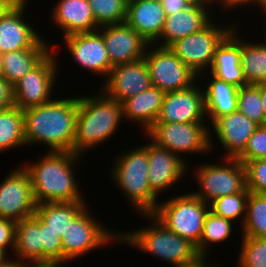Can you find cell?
Returning <instances> with one entry per match:
<instances>
[{
    "mask_svg": "<svg viewBox=\"0 0 266 267\" xmlns=\"http://www.w3.org/2000/svg\"><path fill=\"white\" fill-rule=\"evenodd\" d=\"M78 99L56 98L22 111L26 145L40 142L49 147V152H73Z\"/></svg>",
    "mask_w": 266,
    "mask_h": 267,
    "instance_id": "1",
    "label": "cell"
},
{
    "mask_svg": "<svg viewBox=\"0 0 266 267\" xmlns=\"http://www.w3.org/2000/svg\"><path fill=\"white\" fill-rule=\"evenodd\" d=\"M73 152H47L38 162L25 164L36 204L84 201L73 167L80 161Z\"/></svg>",
    "mask_w": 266,
    "mask_h": 267,
    "instance_id": "2",
    "label": "cell"
},
{
    "mask_svg": "<svg viewBox=\"0 0 266 267\" xmlns=\"http://www.w3.org/2000/svg\"><path fill=\"white\" fill-rule=\"evenodd\" d=\"M95 97L80 96L76 119L73 153L82 155L86 150L104 143L118 131L123 118V105L103 92Z\"/></svg>",
    "mask_w": 266,
    "mask_h": 267,
    "instance_id": "3",
    "label": "cell"
},
{
    "mask_svg": "<svg viewBox=\"0 0 266 267\" xmlns=\"http://www.w3.org/2000/svg\"><path fill=\"white\" fill-rule=\"evenodd\" d=\"M144 216L154 221L151 223L152 225L132 232H120V242L133 245L132 247L155 255L164 262L166 260L169 264L174 265L173 267L185 266L200 257L196 246L189 240L168 230L152 214H144Z\"/></svg>",
    "mask_w": 266,
    "mask_h": 267,
    "instance_id": "4",
    "label": "cell"
},
{
    "mask_svg": "<svg viewBox=\"0 0 266 267\" xmlns=\"http://www.w3.org/2000/svg\"><path fill=\"white\" fill-rule=\"evenodd\" d=\"M119 157V158H118ZM112 171V180L123 190L124 196L137 208L139 214H152L158 203L148 178V143L118 156Z\"/></svg>",
    "mask_w": 266,
    "mask_h": 267,
    "instance_id": "5",
    "label": "cell"
},
{
    "mask_svg": "<svg viewBox=\"0 0 266 267\" xmlns=\"http://www.w3.org/2000/svg\"><path fill=\"white\" fill-rule=\"evenodd\" d=\"M208 203L193 193L182 194L158 203L152 215L168 230L199 245L203 224L210 211Z\"/></svg>",
    "mask_w": 266,
    "mask_h": 267,
    "instance_id": "6",
    "label": "cell"
},
{
    "mask_svg": "<svg viewBox=\"0 0 266 267\" xmlns=\"http://www.w3.org/2000/svg\"><path fill=\"white\" fill-rule=\"evenodd\" d=\"M146 136L158 146L167 148L177 156L185 153H201L211 151L210 129L203 122L188 123H154L146 132ZM179 153V154H178Z\"/></svg>",
    "mask_w": 266,
    "mask_h": 267,
    "instance_id": "7",
    "label": "cell"
},
{
    "mask_svg": "<svg viewBox=\"0 0 266 267\" xmlns=\"http://www.w3.org/2000/svg\"><path fill=\"white\" fill-rule=\"evenodd\" d=\"M212 22L210 21L200 31L179 39L169 46L180 60L198 75V78L208 70L207 67L210 69L216 48L235 27L233 24L223 29Z\"/></svg>",
    "mask_w": 266,
    "mask_h": 267,
    "instance_id": "8",
    "label": "cell"
},
{
    "mask_svg": "<svg viewBox=\"0 0 266 267\" xmlns=\"http://www.w3.org/2000/svg\"><path fill=\"white\" fill-rule=\"evenodd\" d=\"M226 164H205L196 171V179L201 191L193 192L205 203L220 197L243 192L246 188L244 164L236 158H225Z\"/></svg>",
    "mask_w": 266,
    "mask_h": 267,
    "instance_id": "9",
    "label": "cell"
},
{
    "mask_svg": "<svg viewBox=\"0 0 266 267\" xmlns=\"http://www.w3.org/2000/svg\"><path fill=\"white\" fill-rule=\"evenodd\" d=\"M85 208L70 224L61 238L62 262L73 261L87 252L101 248L108 242L120 240V232L106 230Z\"/></svg>",
    "mask_w": 266,
    "mask_h": 267,
    "instance_id": "10",
    "label": "cell"
},
{
    "mask_svg": "<svg viewBox=\"0 0 266 267\" xmlns=\"http://www.w3.org/2000/svg\"><path fill=\"white\" fill-rule=\"evenodd\" d=\"M55 55L51 50L35 67L13 85L15 107L24 111L54 99H51V93L59 69L57 68L58 59Z\"/></svg>",
    "mask_w": 266,
    "mask_h": 267,
    "instance_id": "11",
    "label": "cell"
},
{
    "mask_svg": "<svg viewBox=\"0 0 266 267\" xmlns=\"http://www.w3.org/2000/svg\"><path fill=\"white\" fill-rule=\"evenodd\" d=\"M147 63L152 86L161 91L173 92L192 86L198 75L186 66L169 47H157L146 50Z\"/></svg>",
    "mask_w": 266,
    "mask_h": 267,
    "instance_id": "12",
    "label": "cell"
},
{
    "mask_svg": "<svg viewBox=\"0 0 266 267\" xmlns=\"http://www.w3.org/2000/svg\"><path fill=\"white\" fill-rule=\"evenodd\" d=\"M36 202L28 172L21 166L0 183V217L15 221L31 217Z\"/></svg>",
    "mask_w": 266,
    "mask_h": 267,
    "instance_id": "13",
    "label": "cell"
},
{
    "mask_svg": "<svg viewBox=\"0 0 266 267\" xmlns=\"http://www.w3.org/2000/svg\"><path fill=\"white\" fill-rule=\"evenodd\" d=\"M102 27L98 31L105 41L111 67L144 58L147 48L152 46L126 23Z\"/></svg>",
    "mask_w": 266,
    "mask_h": 267,
    "instance_id": "14",
    "label": "cell"
},
{
    "mask_svg": "<svg viewBox=\"0 0 266 267\" xmlns=\"http://www.w3.org/2000/svg\"><path fill=\"white\" fill-rule=\"evenodd\" d=\"M106 78L102 92L120 103L146 91L151 86L144 58L112 67Z\"/></svg>",
    "mask_w": 266,
    "mask_h": 267,
    "instance_id": "15",
    "label": "cell"
},
{
    "mask_svg": "<svg viewBox=\"0 0 266 267\" xmlns=\"http://www.w3.org/2000/svg\"><path fill=\"white\" fill-rule=\"evenodd\" d=\"M204 91L195 83L187 89L165 93L155 123L204 122Z\"/></svg>",
    "mask_w": 266,
    "mask_h": 267,
    "instance_id": "16",
    "label": "cell"
},
{
    "mask_svg": "<svg viewBox=\"0 0 266 267\" xmlns=\"http://www.w3.org/2000/svg\"><path fill=\"white\" fill-rule=\"evenodd\" d=\"M28 0H17L0 17V55L32 49L42 37L25 20Z\"/></svg>",
    "mask_w": 266,
    "mask_h": 267,
    "instance_id": "17",
    "label": "cell"
},
{
    "mask_svg": "<svg viewBox=\"0 0 266 267\" xmlns=\"http://www.w3.org/2000/svg\"><path fill=\"white\" fill-rule=\"evenodd\" d=\"M67 51L81 67L100 76L111 70L110 59L102 34L94 32L71 34L64 37Z\"/></svg>",
    "mask_w": 266,
    "mask_h": 267,
    "instance_id": "18",
    "label": "cell"
},
{
    "mask_svg": "<svg viewBox=\"0 0 266 267\" xmlns=\"http://www.w3.org/2000/svg\"><path fill=\"white\" fill-rule=\"evenodd\" d=\"M183 158L153 141L148 143V178L151 190L157 195L170 189L187 171ZM184 175V176H183Z\"/></svg>",
    "mask_w": 266,
    "mask_h": 267,
    "instance_id": "19",
    "label": "cell"
},
{
    "mask_svg": "<svg viewBox=\"0 0 266 267\" xmlns=\"http://www.w3.org/2000/svg\"><path fill=\"white\" fill-rule=\"evenodd\" d=\"M216 137L225 148L226 158H237L245 149L248 139L259 127L239 111L217 118L211 125Z\"/></svg>",
    "mask_w": 266,
    "mask_h": 267,
    "instance_id": "20",
    "label": "cell"
},
{
    "mask_svg": "<svg viewBox=\"0 0 266 267\" xmlns=\"http://www.w3.org/2000/svg\"><path fill=\"white\" fill-rule=\"evenodd\" d=\"M166 13L160 0H128L125 23L148 44L155 45L165 24Z\"/></svg>",
    "mask_w": 266,
    "mask_h": 267,
    "instance_id": "21",
    "label": "cell"
},
{
    "mask_svg": "<svg viewBox=\"0 0 266 267\" xmlns=\"http://www.w3.org/2000/svg\"><path fill=\"white\" fill-rule=\"evenodd\" d=\"M237 27L236 25L216 48L209 71L212 76L240 88L246 86L247 83L240 64L241 39L237 35Z\"/></svg>",
    "mask_w": 266,
    "mask_h": 267,
    "instance_id": "22",
    "label": "cell"
},
{
    "mask_svg": "<svg viewBox=\"0 0 266 267\" xmlns=\"http://www.w3.org/2000/svg\"><path fill=\"white\" fill-rule=\"evenodd\" d=\"M51 16L56 25L64 31L63 37L99 29L88 0H60Z\"/></svg>",
    "mask_w": 266,
    "mask_h": 267,
    "instance_id": "23",
    "label": "cell"
},
{
    "mask_svg": "<svg viewBox=\"0 0 266 267\" xmlns=\"http://www.w3.org/2000/svg\"><path fill=\"white\" fill-rule=\"evenodd\" d=\"M208 7L189 6L185 10L166 15L163 31L159 39L160 47H169L175 41L203 29L210 21ZM208 10V11H207ZM210 17V18H209Z\"/></svg>",
    "mask_w": 266,
    "mask_h": 267,
    "instance_id": "24",
    "label": "cell"
},
{
    "mask_svg": "<svg viewBox=\"0 0 266 267\" xmlns=\"http://www.w3.org/2000/svg\"><path fill=\"white\" fill-rule=\"evenodd\" d=\"M43 40L32 49L10 51L0 55L1 76L12 86L52 50L49 42Z\"/></svg>",
    "mask_w": 266,
    "mask_h": 267,
    "instance_id": "25",
    "label": "cell"
},
{
    "mask_svg": "<svg viewBox=\"0 0 266 267\" xmlns=\"http://www.w3.org/2000/svg\"><path fill=\"white\" fill-rule=\"evenodd\" d=\"M164 96L165 92L151 85L146 91L122 102L123 117H127L130 122L142 123L141 127L146 133L158 118Z\"/></svg>",
    "mask_w": 266,
    "mask_h": 267,
    "instance_id": "26",
    "label": "cell"
},
{
    "mask_svg": "<svg viewBox=\"0 0 266 267\" xmlns=\"http://www.w3.org/2000/svg\"><path fill=\"white\" fill-rule=\"evenodd\" d=\"M213 80L204 89L206 117L211 124L219 117L237 111L239 88L212 76Z\"/></svg>",
    "mask_w": 266,
    "mask_h": 267,
    "instance_id": "27",
    "label": "cell"
},
{
    "mask_svg": "<svg viewBox=\"0 0 266 267\" xmlns=\"http://www.w3.org/2000/svg\"><path fill=\"white\" fill-rule=\"evenodd\" d=\"M86 207L85 201L39 203L35 214L62 238L72 221Z\"/></svg>",
    "mask_w": 266,
    "mask_h": 267,
    "instance_id": "28",
    "label": "cell"
},
{
    "mask_svg": "<svg viewBox=\"0 0 266 267\" xmlns=\"http://www.w3.org/2000/svg\"><path fill=\"white\" fill-rule=\"evenodd\" d=\"M13 251L22 262L41 261L40 218L36 214L16 223Z\"/></svg>",
    "mask_w": 266,
    "mask_h": 267,
    "instance_id": "29",
    "label": "cell"
},
{
    "mask_svg": "<svg viewBox=\"0 0 266 267\" xmlns=\"http://www.w3.org/2000/svg\"><path fill=\"white\" fill-rule=\"evenodd\" d=\"M241 68L247 85L266 82V43L242 42Z\"/></svg>",
    "mask_w": 266,
    "mask_h": 267,
    "instance_id": "30",
    "label": "cell"
},
{
    "mask_svg": "<svg viewBox=\"0 0 266 267\" xmlns=\"http://www.w3.org/2000/svg\"><path fill=\"white\" fill-rule=\"evenodd\" d=\"M25 144L23 112L15 106L0 111V152Z\"/></svg>",
    "mask_w": 266,
    "mask_h": 267,
    "instance_id": "31",
    "label": "cell"
},
{
    "mask_svg": "<svg viewBox=\"0 0 266 267\" xmlns=\"http://www.w3.org/2000/svg\"><path fill=\"white\" fill-rule=\"evenodd\" d=\"M242 236L266 238V195L249 192Z\"/></svg>",
    "mask_w": 266,
    "mask_h": 267,
    "instance_id": "32",
    "label": "cell"
},
{
    "mask_svg": "<svg viewBox=\"0 0 266 267\" xmlns=\"http://www.w3.org/2000/svg\"><path fill=\"white\" fill-rule=\"evenodd\" d=\"M232 224L233 221L209 211L203 224L199 245L196 247L198 254L207 257V248L211 243L226 241L231 236Z\"/></svg>",
    "mask_w": 266,
    "mask_h": 267,
    "instance_id": "33",
    "label": "cell"
},
{
    "mask_svg": "<svg viewBox=\"0 0 266 267\" xmlns=\"http://www.w3.org/2000/svg\"><path fill=\"white\" fill-rule=\"evenodd\" d=\"M88 3L99 27L125 23L128 0H88Z\"/></svg>",
    "mask_w": 266,
    "mask_h": 267,
    "instance_id": "34",
    "label": "cell"
},
{
    "mask_svg": "<svg viewBox=\"0 0 266 267\" xmlns=\"http://www.w3.org/2000/svg\"><path fill=\"white\" fill-rule=\"evenodd\" d=\"M249 196V190L246 188L243 192H238L232 195H226L213 200L210 203V211L225 219L234 220L240 216L241 227L243 225L246 214V203Z\"/></svg>",
    "mask_w": 266,
    "mask_h": 267,
    "instance_id": "35",
    "label": "cell"
},
{
    "mask_svg": "<svg viewBox=\"0 0 266 267\" xmlns=\"http://www.w3.org/2000/svg\"><path fill=\"white\" fill-rule=\"evenodd\" d=\"M261 102L260 90L256 85H246L239 88L237 111L247 116L259 126H263L266 118Z\"/></svg>",
    "mask_w": 266,
    "mask_h": 267,
    "instance_id": "36",
    "label": "cell"
},
{
    "mask_svg": "<svg viewBox=\"0 0 266 267\" xmlns=\"http://www.w3.org/2000/svg\"><path fill=\"white\" fill-rule=\"evenodd\" d=\"M239 267H266V238L242 236Z\"/></svg>",
    "mask_w": 266,
    "mask_h": 267,
    "instance_id": "37",
    "label": "cell"
},
{
    "mask_svg": "<svg viewBox=\"0 0 266 267\" xmlns=\"http://www.w3.org/2000/svg\"><path fill=\"white\" fill-rule=\"evenodd\" d=\"M41 261H61V237L40 219Z\"/></svg>",
    "mask_w": 266,
    "mask_h": 267,
    "instance_id": "38",
    "label": "cell"
},
{
    "mask_svg": "<svg viewBox=\"0 0 266 267\" xmlns=\"http://www.w3.org/2000/svg\"><path fill=\"white\" fill-rule=\"evenodd\" d=\"M244 167L249 192L266 195V159L247 161Z\"/></svg>",
    "mask_w": 266,
    "mask_h": 267,
    "instance_id": "39",
    "label": "cell"
},
{
    "mask_svg": "<svg viewBox=\"0 0 266 267\" xmlns=\"http://www.w3.org/2000/svg\"><path fill=\"white\" fill-rule=\"evenodd\" d=\"M236 159L243 164L251 160L266 159V127L259 126L254 131L244 151Z\"/></svg>",
    "mask_w": 266,
    "mask_h": 267,
    "instance_id": "40",
    "label": "cell"
},
{
    "mask_svg": "<svg viewBox=\"0 0 266 267\" xmlns=\"http://www.w3.org/2000/svg\"><path fill=\"white\" fill-rule=\"evenodd\" d=\"M15 226L16 222L0 217V248L5 251L6 248H12L15 246Z\"/></svg>",
    "mask_w": 266,
    "mask_h": 267,
    "instance_id": "41",
    "label": "cell"
},
{
    "mask_svg": "<svg viewBox=\"0 0 266 267\" xmlns=\"http://www.w3.org/2000/svg\"><path fill=\"white\" fill-rule=\"evenodd\" d=\"M14 106L13 86L0 76V111Z\"/></svg>",
    "mask_w": 266,
    "mask_h": 267,
    "instance_id": "42",
    "label": "cell"
},
{
    "mask_svg": "<svg viewBox=\"0 0 266 267\" xmlns=\"http://www.w3.org/2000/svg\"><path fill=\"white\" fill-rule=\"evenodd\" d=\"M166 15L185 10L190 5L185 0H160Z\"/></svg>",
    "mask_w": 266,
    "mask_h": 267,
    "instance_id": "43",
    "label": "cell"
},
{
    "mask_svg": "<svg viewBox=\"0 0 266 267\" xmlns=\"http://www.w3.org/2000/svg\"><path fill=\"white\" fill-rule=\"evenodd\" d=\"M217 2H221L220 4L223 5L224 8H232L234 9L233 7H237V6H243L245 4H248V3H257L258 6L261 5L262 3V0H217Z\"/></svg>",
    "mask_w": 266,
    "mask_h": 267,
    "instance_id": "44",
    "label": "cell"
},
{
    "mask_svg": "<svg viewBox=\"0 0 266 267\" xmlns=\"http://www.w3.org/2000/svg\"><path fill=\"white\" fill-rule=\"evenodd\" d=\"M30 263H31V266H30ZM30 263L25 262V267H60L64 262H61V261H36V262H30Z\"/></svg>",
    "mask_w": 266,
    "mask_h": 267,
    "instance_id": "45",
    "label": "cell"
},
{
    "mask_svg": "<svg viewBox=\"0 0 266 267\" xmlns=\"http://www.w3.org/2000/svg\"><path fill=\"white\" fill-rule=\"evenodd\" d=\"M17 258L14 260H10V258H7L5 261H3L2 263H0V267H25V262L23 263L21 260H19Z\"/></svg>",
    "mask_w": 266,
    "mask_h": 267,
    "instance_id": "46",
    "label": "cell"
},
{
    "mask_svg": "<svg viewBox=\"0 0 266 267\" xmlns=\"http://www.w3.org/2000/svg\"><path fill=\"white\" fill-rule=\"evenodd\" d=\"M190 6H198V7H208L212 3L217 2V0H185ZM208 4V6H207Z\"/></svg>",
    "mask_w": 266,
    "mask_h": 267,
    "instance_id": "47",
    "label": "cell"
},
{
    "mask_svg": "<svg viewBox=\"0 0 266 267\" xmlns=\"http://www.w3.org/2000/svg\"><path fill=\"white\" fill-rule=\"evenodd\" d=\"M206 260V257L200 256L195 262H192L182 267H212L210 264L207 265Z\"/></svg>",
    "mask_w": 266,
    "mask_h": 267,
    "instance_id": "48",
    "label": "cell"
},
{
    "mask_svg": "<svg viewBox=\"0 0 266 267\" xmlns=\"http://www.w3.org/2000/svg\"><path fill=\"white\" fill-rule=\"evenodd\" d=\"M256 86L260 90L261 100H262L261 103H262V107H263L265 114H266V82L257 84Z\"/></svg>",
    "mask_w": 266,
    "mask_h": 267,
    "instance_id": "49",
    "label": "cell"
},
{
    "mask_svg": "<svg viewBox=\"0 0 266 267\" xmlns=\"http://www.w3.org/2000/svg\"><path fill=\"white\" fill-rule=\"evenodd\" d=\"M17 0H0V17L9 9Z\"/></svg>",
    "mask_w": 266,
    "mask_h": 267,
    "instance_id": "50",
    "label": "cell"
},
{
    "mask_svg": "<svg viewBox=\"0 0 266 267\" xmlns=\"http://www.w3.org/2000/svg\"><path fill=\"white\" fill-rule=\"evenodd\" d=\"M8 251H5L3 248H0V263L6 260L8 258L6 255Z\"/></svg>",
    "mask_w": 266,
    "mask_h": 267,
    "instance_id": "51",
    "label": "cell"
},
{
    "mask_svg": "<svg viewBox=\"0 0 266 267\" xmlns=\"http://www.w3.org/2000/svg\"><path fill=\"white\" fill-rule=\"evenodd\" d=\"M260 7H262L264 9V11L266 12V0H262Z\"/></svg>",
    "mask_w": 266,
    "mask_h": 267,
    "instance_id": "52",
    "label": "cell"
},
{
    "mask_svg": "<svg viewBox=\"0 0 266 267\" xmlns=\"http://www.w3.org/2000/svg\"><path fill=\"white\" fill-rule=\"evenodd\" d=\"M263 126L266 127V118H265V122H264Z\"/></svg>",
    "mask_w": 266,
    "mask_h": 267,
    "instance_id": "53",
    "label": "cell"
}]
</instances>
